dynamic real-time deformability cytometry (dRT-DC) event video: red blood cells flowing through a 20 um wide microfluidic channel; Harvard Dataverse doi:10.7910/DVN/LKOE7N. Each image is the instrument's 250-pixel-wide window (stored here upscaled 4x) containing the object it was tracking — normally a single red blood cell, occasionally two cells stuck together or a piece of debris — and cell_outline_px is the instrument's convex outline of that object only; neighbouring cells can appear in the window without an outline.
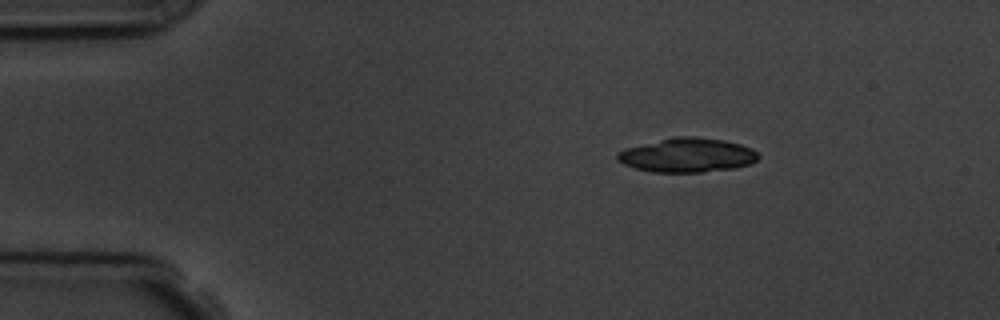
{"species": "common noctule bat (a hibernating species)", "species_latin": "Nyctalus noctula", "temperature_condition": "room temperature", "stored_images_in_passage": 3, "camera_frame_rate_fps": 3000, "um_per_image_px": 0.085, "animal": {"sex": "male", "body_mass_g": 19.5, "forearm_length_mm": 54.6}, "frame": {"image": 1, "passage_image": 1, "time_ms": 0.0, "image_size_px": [1000, 320], "cell_outline_px": [[760, 156], [752, 164], [736, 168], [704, 172], [652, 172], [636, 168], [624, 164], [616, 156], [616, 152], [628, 148], [676, 136], [692, 136], [724, 140], [740, 144], [752, 148]], "centroid_in_image_um": [58.48, 13.2], "position_along_channel_um": 26.5, "area_um2": 27.92}}
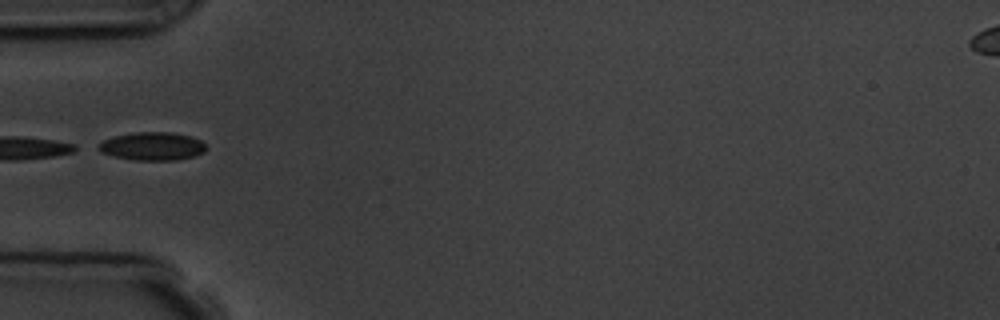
{"frame": {"image": 2, "passage_image": 3, "time_ms": 3.0, "image_size_px": [1000, 320], "cell_outline_px": [[208, 148], [204, 152], [196, 156], [176, 160], [136, 160], [116, 156], [100, 152], [100, 144], [104, 140], [116, 136], [136, 132], [172, 132], [192, 136], [200, 140]], "centroid_in_image_um": [13.04, 12.43], "position_along_channel_um": 72.0, "area_um2": 17.51}}